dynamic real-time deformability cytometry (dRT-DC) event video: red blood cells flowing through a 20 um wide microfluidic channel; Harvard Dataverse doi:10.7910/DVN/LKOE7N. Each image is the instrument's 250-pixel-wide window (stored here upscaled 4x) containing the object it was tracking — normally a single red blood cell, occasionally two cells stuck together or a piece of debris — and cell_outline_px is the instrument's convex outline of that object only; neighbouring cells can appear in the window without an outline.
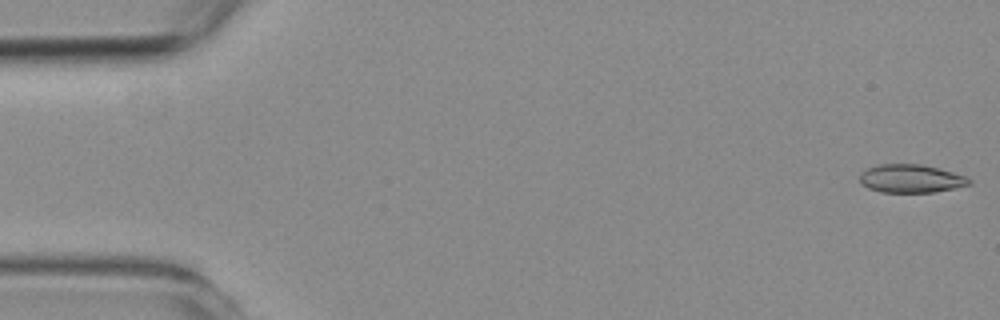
{"species": "common noctule bat (a hibernating species)", "species_latin": "Nyctalus noctula", "temperature_condition": "room temperature", "stored_images_in_passage": 57, "camera_frame_rate_fps": 3000, "um_per_image_px": 0.085, "animal": {"sex": "female", "body_mass_g": 19.3, "forearm_length_mm": 54.1}, "frame": {"image": 1, "passage_image": 1, "time_ms": 0.0, "image_size_px": [1000, 320], "cell_outline_px": [[972, 184], [936, 192], [880, 192], [868, 188], [860, 184], [860, 176], [868, 168], [876, 164], [920, 164], [952, 172], [964, 176], [972, 180]], "centroid_in_image_um": [77.42, 15.19], "position_along_channel_um": 7.6, "area_um2": 17.92}}
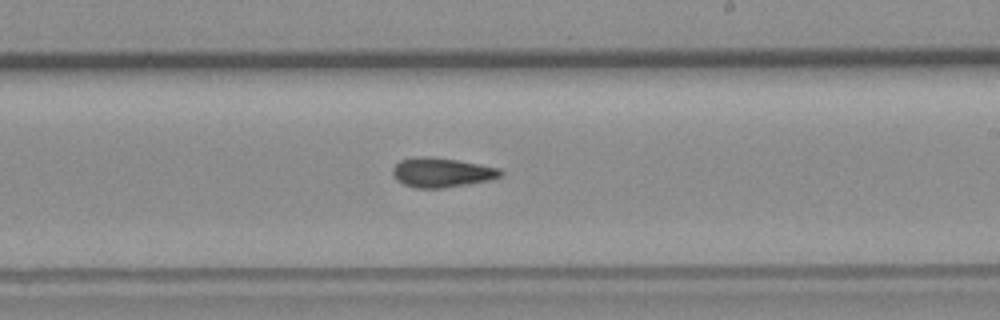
{"frame": {"image": 2, "passage_image": 33, "time_ms": 10.667, "image_size_px": [1000, 320], "cell_outline_px": [[504, 176], [488, 180], [468, 184], [444, 188], [416, 188], [404, 184], [396, 180], [392, 172], [392, 168], [400, 160], [412, 156], [432, 156], [456, 160], [500, 168], [504, 172]], "centroid_in_image_um": [37.53, 14.65], "position_along_channel_um": 251.5, "area_um2": 18.73}}
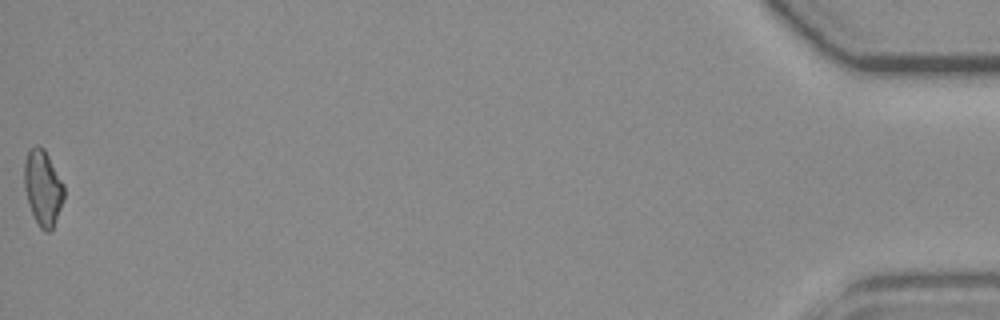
{"frame": {"image": 3, "passage_image": 57, "time_ms": 18.667, "image_size_px": [1000, 320], "cell_outline_px": [[64, 196], [60, 208], [52, 228], [48, 232], [44, 232], [40, 228], [28, 204], [24, 188], [24, 160], [28, 148], [36, 144], [44, 148], [64, 184]], "centroid_in_image_um": [3.62, 15.91], "position_along_channel_um": 431.6, "area_um2": 17.51}, "authors_computed_cell_mechanics": {"area_um2": 18.0336, "velocity_mm_per_s": 3.5957, "shape_relaxation_time_tau1_ms": null, "shape_relaxation_time_tau2_ms": 5.996, "deformation_change_tau1": null, "deformation_change_tau2": 0.142}}